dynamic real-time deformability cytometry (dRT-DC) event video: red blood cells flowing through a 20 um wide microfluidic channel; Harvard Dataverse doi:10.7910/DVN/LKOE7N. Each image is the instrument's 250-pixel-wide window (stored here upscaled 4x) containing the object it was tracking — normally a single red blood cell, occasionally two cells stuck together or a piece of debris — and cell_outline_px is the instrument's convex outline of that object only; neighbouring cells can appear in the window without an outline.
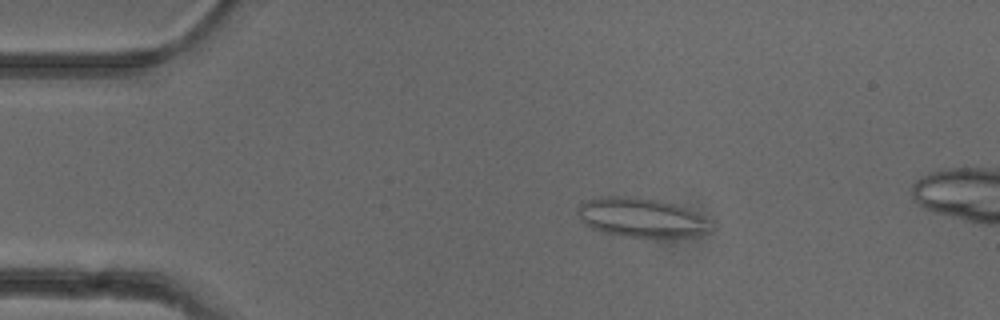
{"species": "common noctule bat (a hibernating species)", "species_latin": "Nyctalus noctula", "temperature_condition": "cold", "stored_images_in_passage": 45, "camera_frame_rate_fps": 3000, "um_per_image_px": 0.085, "animal": {"sex": "female"}, "frame": {"image": 1, "passage_image": 9, "time_ms": 2.667, "image_size_px": [1000, 320], "cell_outline_px": [[712, 228], [708, 232], [688, 236], [624, 236], [604, 232], [592, 228], [584, 224], [580, 220], [576, 212], [576, 208], [580, 204], [588, 200], [600, 196], [620, 196], [660, 200], [676, 204], [712, 220]], "centroid_in_image_um": [54.49, 18.48], "position_along_channel_um": 30.5, "area_um2": 30.23}}
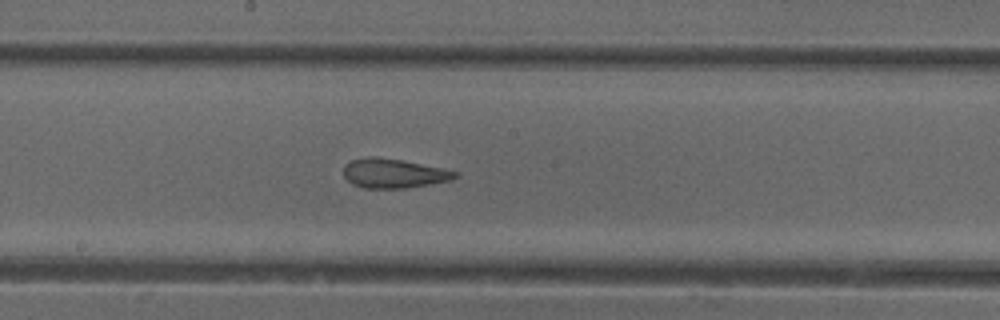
{"frame": {"image": 2, "passage_image": 27, "time_ms": 8.667, "image_size_px": [1000, 320], "cell_outline_px": [[460, 176], [452, 180], [404, 188], [364, 188], [352, 184], [344, 176], [344, 164], [352, 160], [368, 156], [376, 156], [400, 160], [460, 172]], "centroid_in_image_um": [33.45, 14.73], "position_along_channel_um": 214.7, "area_um2": 18.96}}
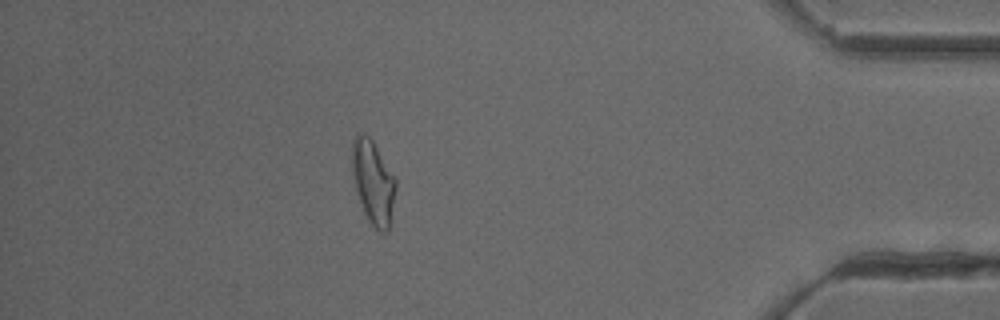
{"frame": {"image": 3, "passage_image": 45, "time_ms": 14.667, "image_size_px": [1000, 320], "cell_outline_px": [[396, 188], [388, 232], [380, 232], [368, 220], [364, 212], [356, 192], [352, 176], [352, 140], [356, 132], [364, 132], [372, 140], [396, 180]], "centroid_in_image_um": [31.69, 15.45], "position_along_channel_um": 403.5, "area_um2": 21.21}, "authors_computed_cell_mechanics": {"area_um2": 19.652, "velocity_mm_per_s": 3.9192, "shape_relaxation_time_tau1_ms": null, "shape_relaxation_time_tau2_ms": 1.6277, "deformation_change_tau1": null, "deformation_change_tau2": 0.0904}}